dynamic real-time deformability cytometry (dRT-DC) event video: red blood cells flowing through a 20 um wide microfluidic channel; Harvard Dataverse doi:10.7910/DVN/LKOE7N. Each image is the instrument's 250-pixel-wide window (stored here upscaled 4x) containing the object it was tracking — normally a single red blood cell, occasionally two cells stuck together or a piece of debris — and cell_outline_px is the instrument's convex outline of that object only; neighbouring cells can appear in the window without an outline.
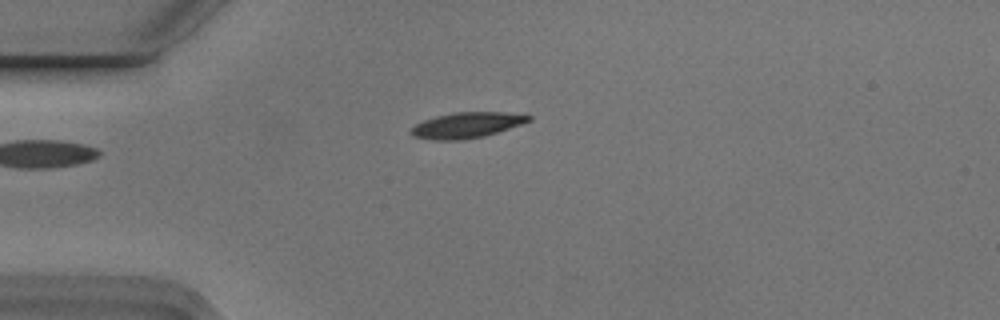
{"species": "Egyptian fruit bat (a non-hibernating species)", "species_latin": "Rousettus aegyptiacus", "temperature_condition": "cold", "stored_images_in_passage": 3, "camera_frame_rate_fps": 3000, "um_per_image_px": 0.085, "animal": {"sex": "male"}, "frame": {"image": 1, "passage_image": 3, "time_ms": 0.667, "image_size_px": [1000, 320], "cell_outline_px": [[532, 120], [484, 136], [460, 140], [432, 140], [412, 136], [408, 132], [416, 124], [424, 120], [436, 116], [452, 112], [504, 112], [532, 116]], "centroid_in_image_um": [39.62, 10.64], "position_along_channel_um": 45.4, "area_um2": 17.46}}